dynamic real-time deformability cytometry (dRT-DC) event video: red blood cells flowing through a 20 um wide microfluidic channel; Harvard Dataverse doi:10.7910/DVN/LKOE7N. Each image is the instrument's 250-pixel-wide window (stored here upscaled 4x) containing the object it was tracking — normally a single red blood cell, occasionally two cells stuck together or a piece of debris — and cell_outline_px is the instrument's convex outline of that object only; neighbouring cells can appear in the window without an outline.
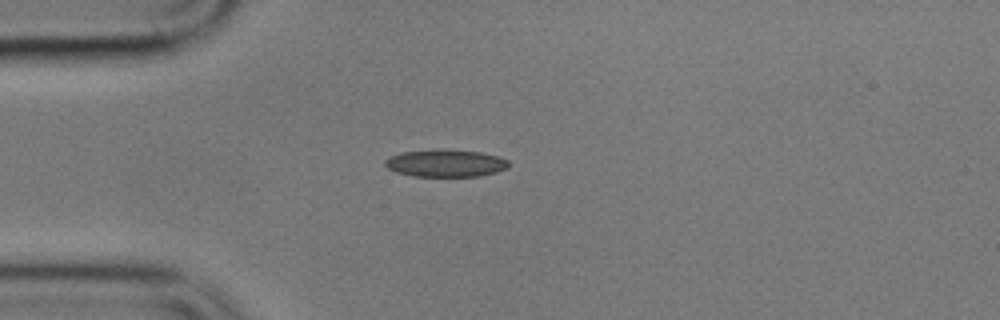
{"species": "common noctule bat (a hibernating species)", "species_latin": "Nyctalus noctula", "temperature_condition": "cold", "stored_images_in_passage": 1, "camera_frame_rate_fps": 3000, "um_per_image_px": 0.085, "animal": {"sex": "male", "body_mass_g": 17.9}, "frame": {"image": 1, "passage_image": 1, "time_ms": 0.0, "image_size_px": [1000, 320], "cell_outline_px": [[508, 168], [496, 172], [480, 176], [412, 176], [396, 172], [388, 168], [384, 164], [384, 160], [400, 152], [440, 148], [480, 152], [496, 156], [508, 160]], "centroid_in_image_um": [37.85, 13.86], "position_along_channel_um": 47.1, "area_um2": 19.83}}